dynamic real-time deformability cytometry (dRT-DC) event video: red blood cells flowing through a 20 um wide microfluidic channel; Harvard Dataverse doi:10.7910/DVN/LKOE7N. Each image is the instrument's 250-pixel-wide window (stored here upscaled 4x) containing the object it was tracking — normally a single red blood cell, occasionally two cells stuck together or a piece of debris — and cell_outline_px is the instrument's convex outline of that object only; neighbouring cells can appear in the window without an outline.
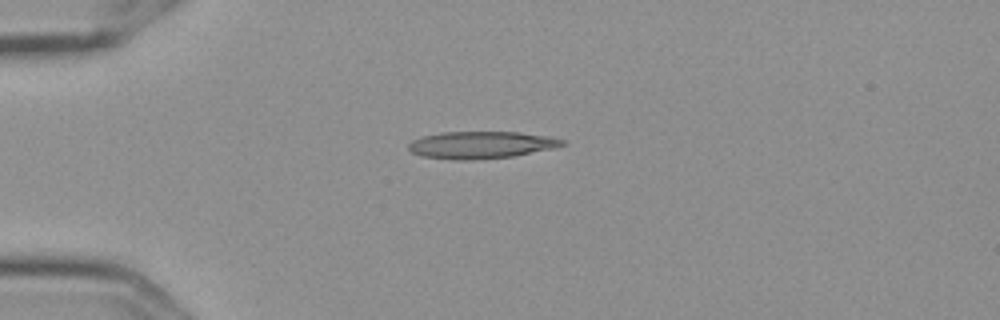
{"species": "Egyptian fruit bat (a non-hibernating species)", "species_latin": "Rousettus aegyptiacus", "temperature_condition": "cold", "stored_images_in_passage": 3, "camera_frame_rate_fps": 3000, "um_per_image_px": 0.085, "frame": {"image": 1, "passage_image": 2, "time_ms": 0.333, "image_size_px": [1000, 320], "cell_outline_px": [[568, 144], [556, 148], [512, 156], [476, 160], [452, 160], [420, 156], [412, 152], [408, 148], [408, 144], [412, 140], [424, 136], [440, 132], [520, 132], [548, 136], [564, 140]], "centroid_in_image_um": [40.9, 12.32], "position_along_channel_um": 44.1, "area_um2": 24.57}}